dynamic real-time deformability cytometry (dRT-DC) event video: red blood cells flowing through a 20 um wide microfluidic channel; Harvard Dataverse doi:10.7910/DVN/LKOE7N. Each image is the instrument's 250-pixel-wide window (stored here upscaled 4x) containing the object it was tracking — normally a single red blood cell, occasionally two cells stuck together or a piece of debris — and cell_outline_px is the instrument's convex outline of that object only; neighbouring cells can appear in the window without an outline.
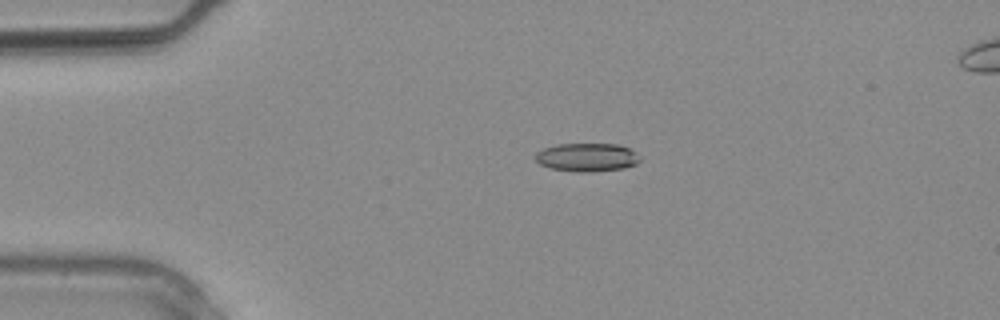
{"species": "common noctule bat (a hibernating species)", "species_latin": "Nyctalus noctula", "temperature_condition": "warm", "stored_images_in_passage": 3, "camera_frame_rate_fps": 3000, "um_per_image_px": 0.085, "animal": {"sex": "male", "body_mass_g": 20.4}, "frame": {"image": 1, "passage_image": 2, "time_ms": 0.333, "image_size_px": [1000, 320], "cell_outline_px": [[640, 160], [636, 164], [624, 168], [584, 172], [580, 172], [548, 168], [540, 164], [532, 156], [536, 152], [544, 148], [556, 144], [616, 144], [628, 148], [636, 152], [640, 156]], "centroid_in_image_um": [49.86, 13.36], "position_along_channel_um": 35.1, "area_um2": 17.34}}